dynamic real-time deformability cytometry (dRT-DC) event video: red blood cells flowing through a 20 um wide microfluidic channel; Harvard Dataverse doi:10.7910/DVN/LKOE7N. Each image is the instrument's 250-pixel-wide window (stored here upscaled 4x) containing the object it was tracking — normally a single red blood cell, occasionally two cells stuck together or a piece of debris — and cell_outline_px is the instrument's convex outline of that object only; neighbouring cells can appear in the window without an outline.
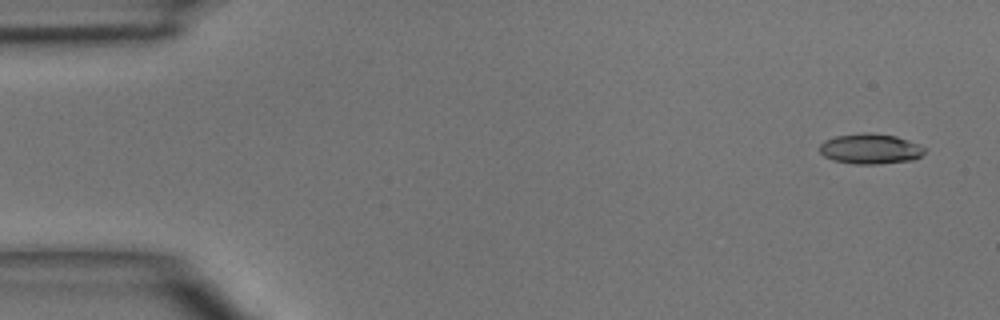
{"species": "common noctule bat (a hibernating species)", "species_latin": "Nyctalus noctula", "temperature_condition": "room temperature", "stored_images_in_passage": 5, "camera_frame_rate_fps": 3000, "um_per_image_px": 0.085, "animal": {"sex": "male", "body_mass_g": 15.6}, "frame": {"image": 1, "passage_image": 1, "time_ms": 0.0, "image_size_px": [1000, 320], "cell_outline_px": [[928, 148], [920, 156], [912, 160], [876, 164], [856, 164], [832, 160], [824, 156], [820, 152], [820, 144], [824, 140], [836, 136], [860, 132], [868, 132], [896, 136], [908, 140]], "centroid_in_image_um": [73.97, 12.64], "position_along_channel_um": 11.0, "area_um2": 18.61}}
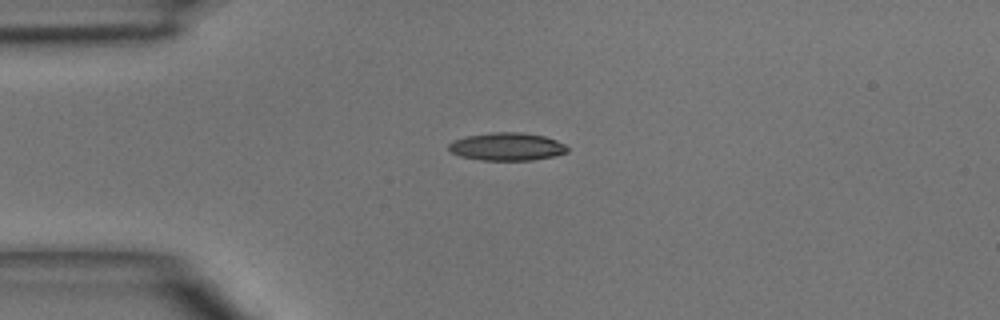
{"frame": {"image": 2, "passage_image": 3, "time_ms": 3.0, "image_size_px": [1000, 320], "cell_outline_px": [[568, 152], [556, 156], [532, 160], [480, 160], [460, 156], [452, 152], [448, 148], [448, 144], [452, 140], [464, 136], [492, 132], [520, 132], [544, 136], [556, 140], [564, 144], [568, 148]], "centroid_in_image_um": [43.08, 12.46], "position_along_channel_um": 41.9, "area_um2": 19.42}}
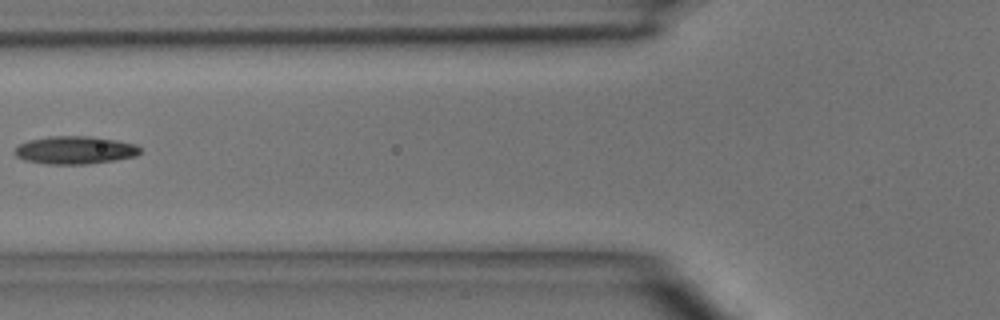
{"frame": {"image": 3, "passage_image": 5, "time_ms": 5.333, "image_size_px": [1000, 320], "cell_outline_px": [[140, 152], [136, 156], [88, 164], [48, 164], [24, 160], [16, 156], [12, 152], [20, 144], [28, 140], [48, 136], [88, 136], [116, 140], [136, 144], [140, 148]], "centroid_in_image_um": [6.34, 12.75], "position_along_channel_um": 119.5, "area_um2": 20.35}}